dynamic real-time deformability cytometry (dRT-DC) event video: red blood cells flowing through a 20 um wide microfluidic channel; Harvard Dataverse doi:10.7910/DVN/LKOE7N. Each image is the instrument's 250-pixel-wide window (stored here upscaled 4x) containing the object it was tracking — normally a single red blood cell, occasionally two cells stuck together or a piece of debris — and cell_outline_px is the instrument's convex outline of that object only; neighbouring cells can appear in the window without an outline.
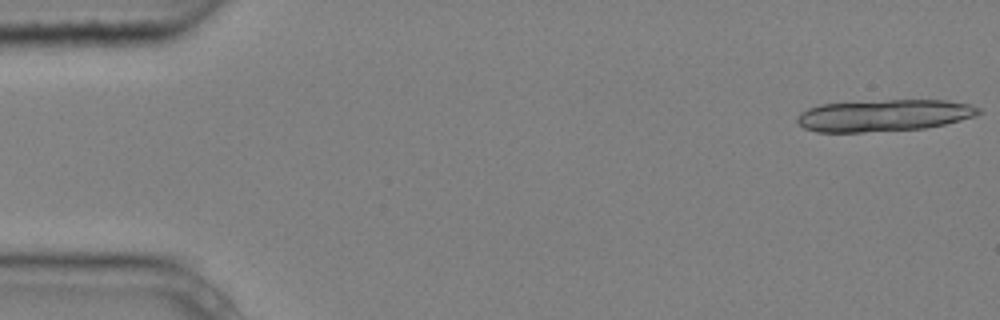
{"species": "common noctule bat (a hibernating species)", "species_latin": "Nyctalus noctula", "temperature_condition": "cold", "stored_images_in_passage": 3, "camera_frame_rate_fps": 3000, "um_per_image_px": 0.085, "animal": {"sex": "male", "body_mass_g": 20.4}, "frame": {"image": 1, "passage_image": 1, "time_ms": 0.0, "image_size_px": [1000, 320], "cell_outline_px": [[984, 112], [960, 120], [944, 124], [924, 128], [864, 132], [816, 132], [804, 128], [796, 120], [796, 116], [800, 112], [808, 108], [820, 104], [888, 100], [948, 100], [968, 104], [980, 108]], "centroid_in_image_um": [75.1, 9.81], "position_along_channel_um": 9.9, "area_um2": 33.58}}